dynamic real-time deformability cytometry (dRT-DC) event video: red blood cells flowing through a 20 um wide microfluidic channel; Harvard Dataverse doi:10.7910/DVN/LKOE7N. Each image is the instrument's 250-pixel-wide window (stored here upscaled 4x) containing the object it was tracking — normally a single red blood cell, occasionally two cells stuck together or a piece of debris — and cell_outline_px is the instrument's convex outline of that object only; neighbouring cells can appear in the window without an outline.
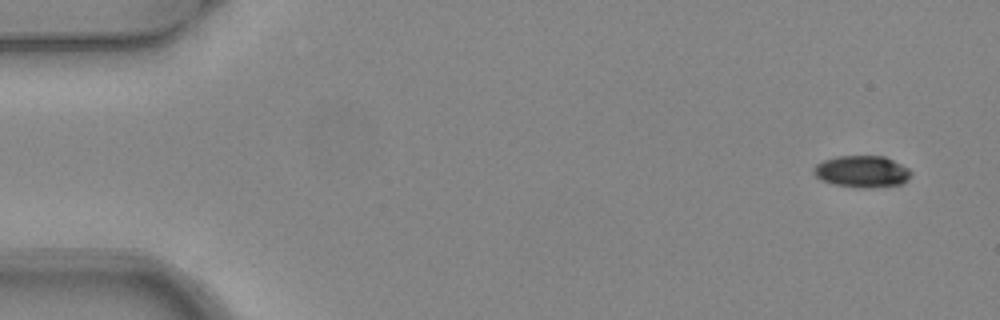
{"species": "common noctule bat (a hibernating species)", "species_latin": "Nyctalus noctula", "temperature_condition": "warm", "stored_images_in_passage": 6, "camera_frame_rate_fps": 3000, "um_per_image_px": 0.085, "animal": {"sex": "female", "body_mass_g": 24.6, "forearm_length_mm": 56.2}, "frame": {"image": 1, "passage_image": 1, "time_ms": 0.0, "image_size_px": [1000, 320], "cell_outline_px": [[912, 172], [908, 180], [904, 184], [872, 188], [860, 188], [836, 184], [820, 180], [812, 172], [812, 168], [816, 164], [824, 160], [836, 156], [884, 156], [908, 168]], "centroid_in_image_um": [73.27, 14.59], "position_along_channel_um": 11.7, "area_um2": 18.15}}
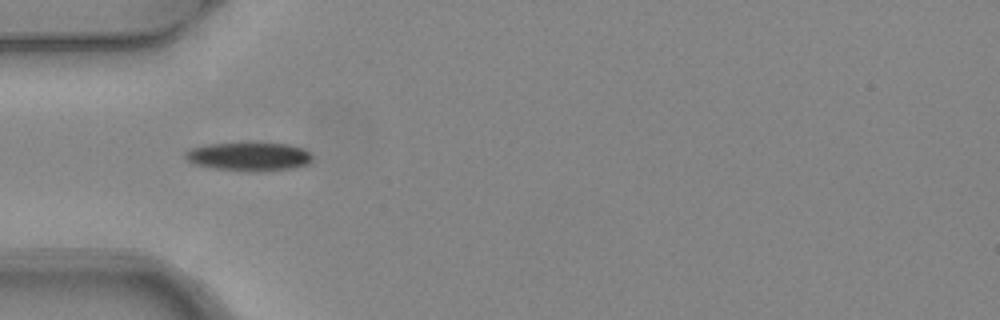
{"frame": {"image": 2, "passage_image": 5, "time_ms": 1.333, "image_size_px": [1000, 320], "cell_outline_px": [[312, 160], [308, 164], [292, 168], [216, 168], [196, 164], [188, 160], [184, 156], [184, 152], [192, 148], [208, 144], [248, 140], [252, 140], [288, 144], [304, 148], [312, 156]], "centroid_in_image_um": [21.17, 13.19], "position_along_channel_um": 63.8, "area_um2": 20.81}}
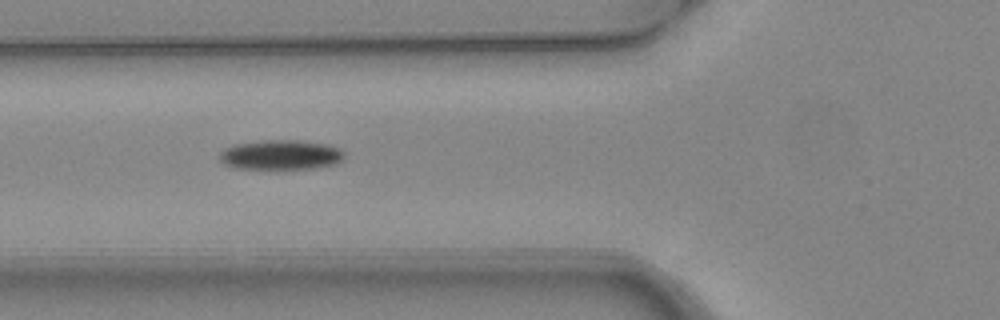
{"frame": {"image": 3, "passage_image": 6, "time_ms": 1.667, "image_size_px": [1000, 320], "cell_outline_px": [[344, 156], [336, 164], [312, 168], [276, 172], [236, 168], [224, 164], [220, 160], [220, 152], [224, 148], [236, 144], [264, 140], [300, 140], [328, 144], [340, 148], [344, 152]], "centroid_in_image_um": [23.85, 13.21], "position_along_channel_um": 101.9, "area_um2": 22.6}}